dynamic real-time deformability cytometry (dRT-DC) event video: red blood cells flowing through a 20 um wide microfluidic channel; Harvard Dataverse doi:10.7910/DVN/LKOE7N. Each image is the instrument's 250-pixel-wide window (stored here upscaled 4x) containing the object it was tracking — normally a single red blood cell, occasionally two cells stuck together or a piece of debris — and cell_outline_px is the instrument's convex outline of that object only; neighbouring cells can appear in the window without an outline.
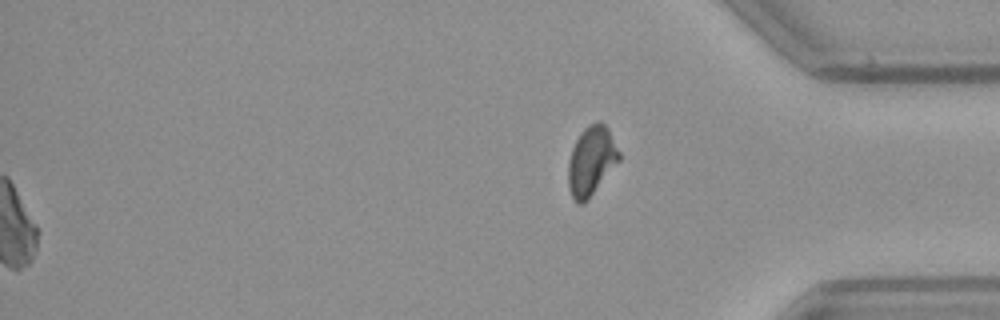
{"species": "common noctule bat (a hibernating species)", "species_latin": "Nyctalus noctula", "temperature_condition": "warm", "stored_images_in_passage": 52, "camera_frame_rate_fps": 3000, "um_per_image_px": 0.085, "animal": {"sex": "female", "body_mass_g": 21.9}, "frame": {"image": 1, "passage_image": 52, "time_ms": 17.0, "image_size_px": [1000, 320], "cell_outline_px": [[620, 160], [588, 200], [584, 204], [576, 204], [568, 188], [568, 160], [572, 148], [580, 132], [584, 128], [600, 120], [608, 128], [620, 152]], "centroid_in_image_um": [50.25, 13.69], "position_along_channel_um": 384.9, "area_um2": 20.63}}